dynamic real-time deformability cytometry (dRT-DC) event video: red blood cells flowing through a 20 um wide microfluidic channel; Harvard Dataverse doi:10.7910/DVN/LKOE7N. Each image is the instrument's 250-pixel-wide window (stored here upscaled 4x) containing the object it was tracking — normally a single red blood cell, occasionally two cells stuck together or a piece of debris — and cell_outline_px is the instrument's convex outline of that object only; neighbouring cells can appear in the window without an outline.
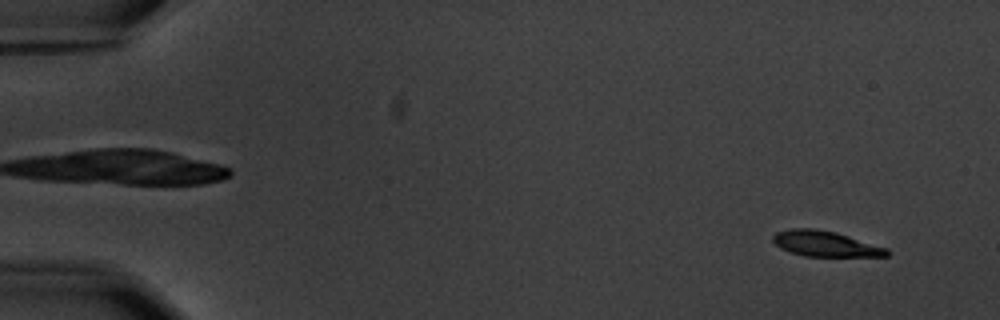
{"species": "common noctule bat (a hibernating species)", "species_latin": "Nyctalus noctula", "temperature_condition": "warm", "stored_images_in_passage": 6, "segment_of_instrument_passage": [1, 2], "camera_frame_rate_fps": 3000, "um_per_image_px": 0.085, "animal": {"sex": "male", "body_mass_g": 20.1, "forearm_length_mm": 53.5}, "frame": {"image": 1, "passage_image": 1, "time_ms": 0.0, "image_size_px": [1000, 320], "cell_outline_px": [[888, 256], [804, 256], [780, 248], [772, 240], [772, 236], [776, 232], [792, 228], [812, 228], [836, 232], [888, 248]], "centroid_in_image_um": [70.14, 20.71], "position_along_channel_um": 14.9, "area_um2": 16.82}}